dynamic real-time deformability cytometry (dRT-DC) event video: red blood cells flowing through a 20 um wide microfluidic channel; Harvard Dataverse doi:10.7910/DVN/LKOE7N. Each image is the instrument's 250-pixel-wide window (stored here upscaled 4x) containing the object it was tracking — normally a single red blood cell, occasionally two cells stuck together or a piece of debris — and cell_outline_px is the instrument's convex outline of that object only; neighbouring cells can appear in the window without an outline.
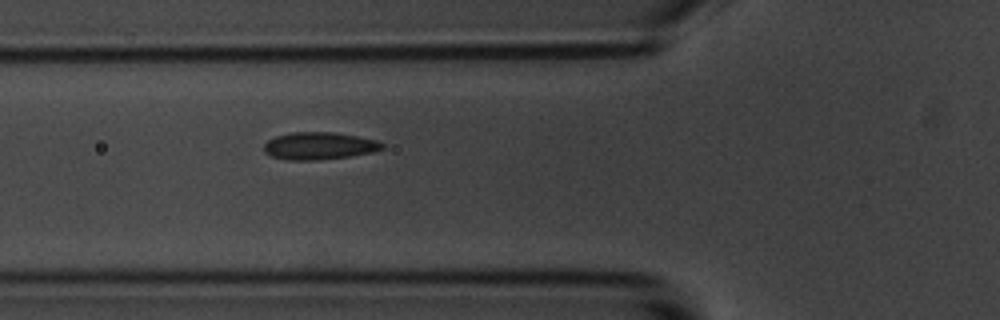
{"species": "common noctule bat (a hibernating species)", "species_latin": "Nyctalus noctula", "temperature_condition": "room temperature", "stored_images_in_passage": 3, "camera_frame_rate_fps": 3000, "um_per_image_px": 0.085, "animal": {"sex": "male", "body_mass_g": 20.1, "forearm_length_mm": 53.5}, "frame": {"image": 1, "passage_image": 2, "time_ms": 1.0, "image_size_px": [1000, 320], "cell_outline_px": [[384, 148], [372, 152], [352, 156], [316, 160], [288, 160], [272, 156], [264, 152], [264, 144], [268, 140], [276, 136], [292, 132], [332, 132], [356, 136], [376, 140], [384, 144]], "centroid_in_image_um": [27.12, 12.4], "position_along_channel_um": 98.7, "area_um2": 18.79}}